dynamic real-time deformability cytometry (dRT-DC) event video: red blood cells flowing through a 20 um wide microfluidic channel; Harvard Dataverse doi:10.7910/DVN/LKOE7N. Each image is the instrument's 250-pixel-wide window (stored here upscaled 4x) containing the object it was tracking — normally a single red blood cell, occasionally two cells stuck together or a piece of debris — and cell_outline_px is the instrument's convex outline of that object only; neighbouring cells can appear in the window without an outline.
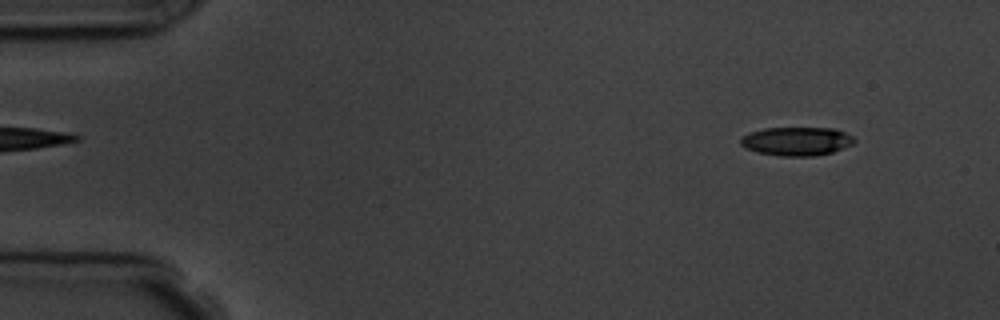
{"species": "common noctule bat (a hibernating species)", "species_latin": "Nyctalus noctula", "temperature_condition": "room temperature", "stored_images_in_passage": 4, "camera_frame_rate_fps": 3000, "um_per_image_px": 0.085, "animal": {"sex": "male", "body_mass_g": 19.5, "forearm_length_mm": 54.6}, "frame": {"image": 1, "passage_image": 1, "time_ms": 0.0, "image_size_px": [1000, 320], "cell_outline_px": [[856, 140], [852, 144], [832, 152], [812, 156], [780, 156], [756, 152], [744, 148], [740, 144], [740, 140], [744, 136], [752, 132], [764, 128], [836, 128], [852, 136]], "centroid_in_image_um": [67.71, 12.01], "position_along_channel_um": 17.3, "area_um2": 18.9}}
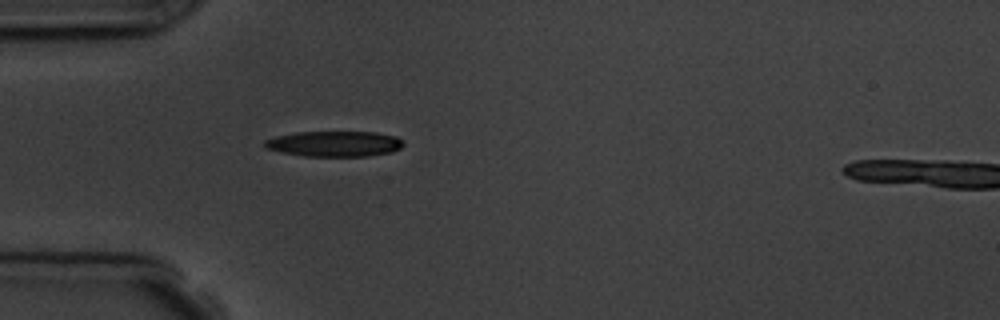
{"frame": {"image": 2, "passage_image": 4, "time_ms": 3.667, "image_size_px": [1000, 320], "cell_outline_px": [[404, 144], [400, 148], [392, 152], [368, 156], [304, 156], [280, 152], [264, 148], [264, 140], [276, 136], [296, 132], [376, 132], [396, 136]], "centroid_in_image_um": [28.4, 12.22], "position_along_channel_um": 56.6, "area_um2": 20.69}}